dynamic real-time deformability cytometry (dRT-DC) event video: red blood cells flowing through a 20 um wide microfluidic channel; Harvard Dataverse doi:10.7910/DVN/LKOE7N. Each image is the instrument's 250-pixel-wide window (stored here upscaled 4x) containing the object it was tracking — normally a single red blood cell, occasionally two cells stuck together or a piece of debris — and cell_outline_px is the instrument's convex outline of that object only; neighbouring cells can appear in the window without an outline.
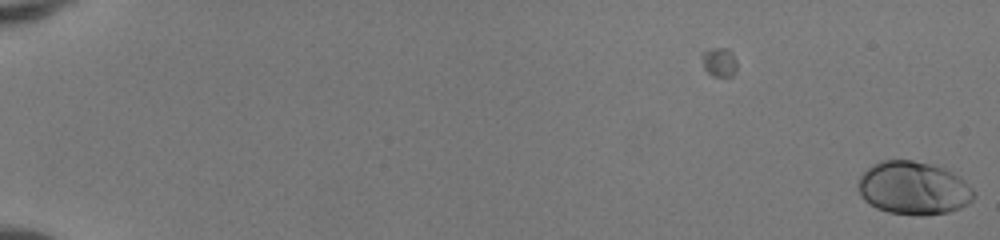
{"species": "human", "species_latin": "Homo sapiens", "temperature_condition": "room temperature", "stored_images_in_passage": 9, "camera_frame_rate_fps": 3000, "um_per_image_px": 0.085, "donor": {"sex": "female"}, "frame": {"image": 1, "passage_image": 9, "time_ms": 2.667, "image_size_px": [1000, 240], "cell_outline_px": [[976, 196], [968, 204], [960, 208], [948, 212], [924, 216], [920, 216], [888, 212], [876, 208], [868, 204], [860, 196], [856, 188], [856, 184], [860, 176], [872, 164], [880, 160], [912, 160], [932, 164], [944, 168], [960, 176], [976, 192]], "centroid_in_image_um": [77.63, 15.99], "position_along_channel_um": 7.4, "area_um2": 36.47}}